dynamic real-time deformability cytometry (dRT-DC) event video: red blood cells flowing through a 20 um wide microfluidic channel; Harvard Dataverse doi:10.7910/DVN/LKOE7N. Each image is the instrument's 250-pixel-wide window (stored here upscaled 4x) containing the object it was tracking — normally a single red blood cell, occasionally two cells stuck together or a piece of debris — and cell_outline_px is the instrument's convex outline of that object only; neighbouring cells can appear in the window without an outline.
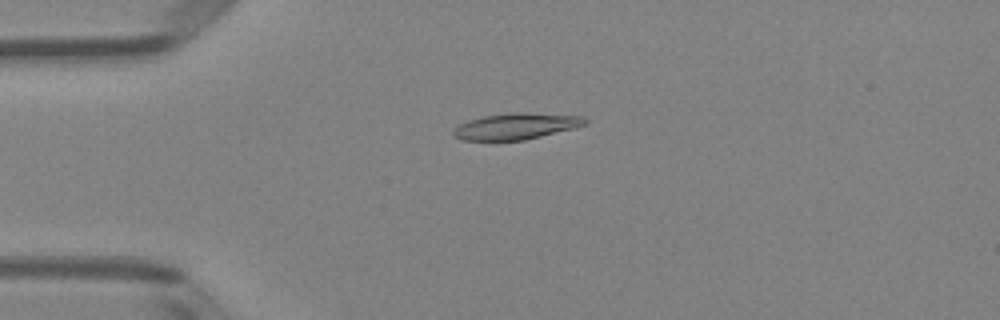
{"species": "Egyptian fruit bat (a non-hibernating species)", "species_latin": "Rousettus aegyptiacus", "temperature_condition": "room temperature", "stored_images_in_passage": 41, "camera_frame_rate_fps": 3000, "um_per_image_px": 0.085, "animal": {"sex": "female"}, "frame": {"image": 1, "passage_image": 3, "time_ms": 0.667, "image_size_px": [1000, 320], "cell_outline_px": [[588, 124], [576, 128], [524, 140], [460, 140], [452, 132], [460, 124], [468, 120], [484, 116], [516, 112], [520, 112], [584, 116], [588, 120]], "centroid_in_image_um": [43.93, 10.73], "position_along_channel_um": 41.1, "area_um2": 20.06}}
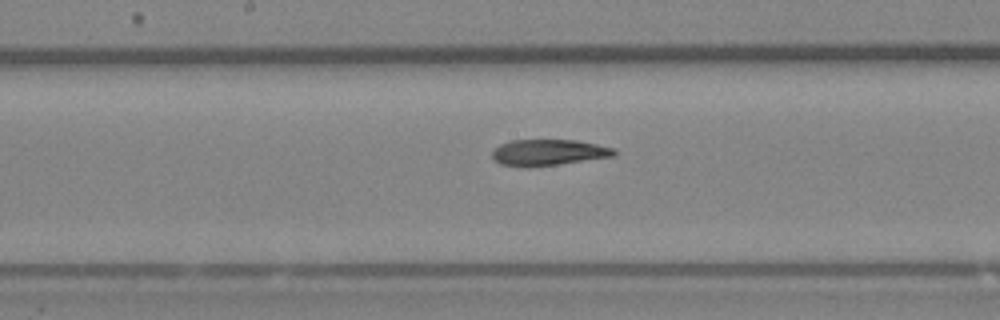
{"frame": {"image": 2, "passage_image": 17, "time_ms": 5.333, "image_size_px": [1000, 320], "cell_outline_px": [[616, 156], [528, 168], [500, 164], [492, 156], [492, 152], [500, 144], [512, 140], [576, 140], [616, 148]], "centroid_in_image_um": [46.63, 12.96], "position_along_channel_um": 201.6, "area_um2": 18.61}}
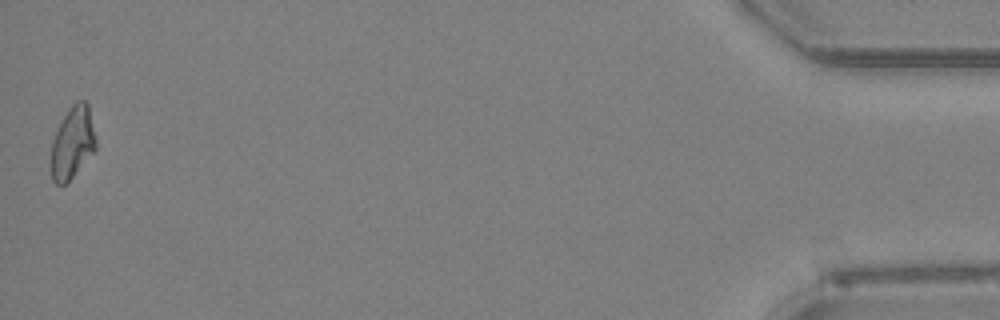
{"frame": {"image": 3, "passage_image": 41, "time_ms": 13.333, "image_size_px": [1000, 320], "cell_outline_px": [[96, 148], [68, 184], [56, 184], [52, 180], [48, 164], [52, 140], [68, 108], [76, 100], [84, 100], [88, 104], [96, 136]], "centroid_in_image_um": [6.13, 12.17], "position_along_channel_um": 429.1, "area_um2": 19.36}, "authors_computed_cell_mechanics": {"area_um2": 19.1896, "velocity_mm_per_s": 3.9952, "shape_relaxation_time_tau1_ms": 10.8211, "shape_relaxation_time_tau2_ms": 4.3639, "deformation_change_tau1": 0.2505, "deformation_change_tau2": 0.1237}}